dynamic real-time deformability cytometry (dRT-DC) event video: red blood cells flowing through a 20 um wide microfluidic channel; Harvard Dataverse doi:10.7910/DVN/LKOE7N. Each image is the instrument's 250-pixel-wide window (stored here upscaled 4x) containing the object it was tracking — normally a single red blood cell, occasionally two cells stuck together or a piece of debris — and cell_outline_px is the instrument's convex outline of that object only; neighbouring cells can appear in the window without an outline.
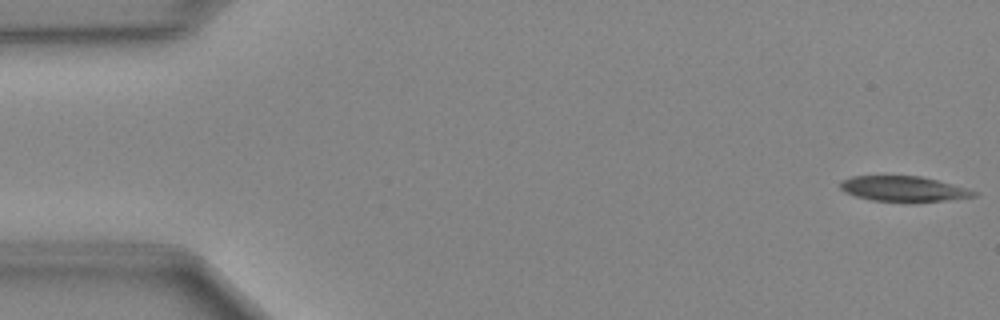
{"species": "Egyptian fruit bat (a non-hibernating species)", "species_latin": "Rousettus aegyptiacus", "temperature_condition": "cold", "stored_images_in_passage": 48, "camera_frame_rate_fps": 3000, "um_per_image_px": 0.085, "animal": {"sex": "female"}, "frame": {"image": 1, "passage_image": 1, "time_ms": 0.0, "image_size_px": [1000, 320], "cell_outline_px": [[980, 192], [976, 196], [912, 204], [872, 200], [856, 196], [844, 192], [840, 188], [840, 180], [852, 176], [920, 176], [968, 188]], "centroid_in_image_um": [76.8, 16.08], "position_along_channel_um": 8.2, "area_um2": 20.17}}
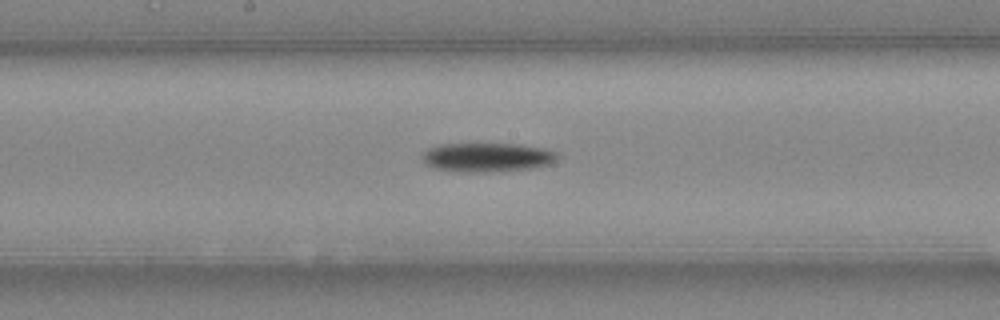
{"frame": {"image": 2, "passage_image": 25, "time_ms": 8.0, "image_size_px": [1000, 320], "cell_outline_px": [[556, 156], [548, 164], [532, 168], [484, 172], [456, 172], [432, 168], [424, 164], [420, 160], [424, 152], [428, 148], [440, 144], [520, 144], [544, 148], [556, 152]], "centroid_in_image_um": [41.29, 13.37], "position_along_channel_um": 206.9, "area_um2": 22.89}}
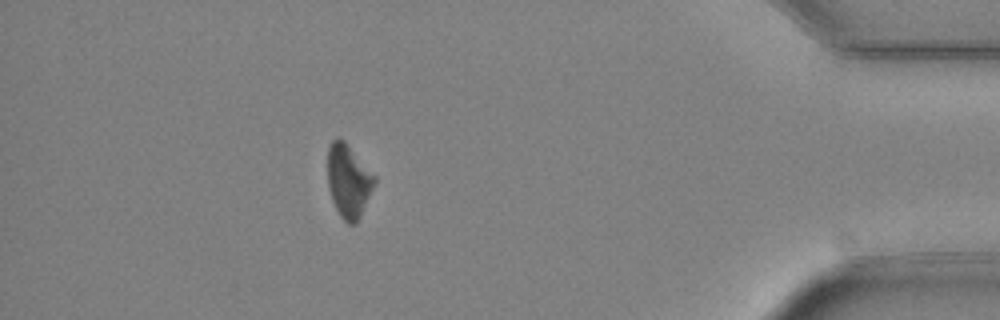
{"frame": {"image": 3, "passage_image": 43, "time_ms": 14.0, "image_size_px": [1000, 320], "cell_outline_px": [[376, 184], [356, 224], [348, 224], [340, 216], [332, 200], [328, 188], [328, 148], [332, 140], [344, 140], [376, 176]], "centroid_in_image_um": [29.64, 15.4], "position_along_channel_um": 405.6, "area_um2": 19.94}}